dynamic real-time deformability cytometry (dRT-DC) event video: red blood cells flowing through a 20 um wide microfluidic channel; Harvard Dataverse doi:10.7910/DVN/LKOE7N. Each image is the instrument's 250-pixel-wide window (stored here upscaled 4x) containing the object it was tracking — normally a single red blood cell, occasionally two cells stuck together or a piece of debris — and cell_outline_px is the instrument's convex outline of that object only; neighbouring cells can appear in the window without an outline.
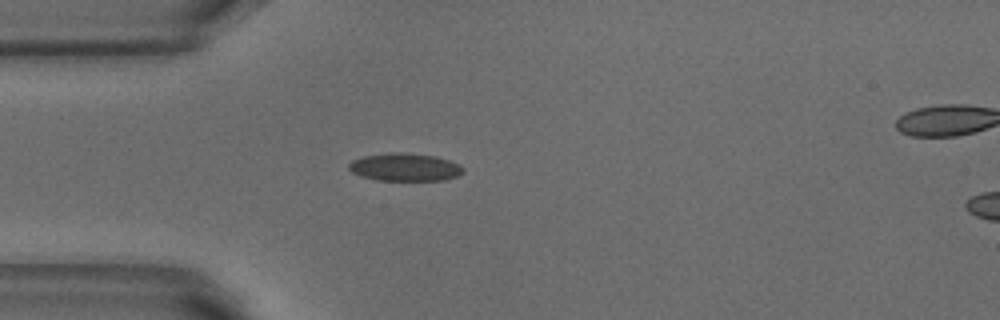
{"species": "common noctule bat (a hibernating species)", "species_latin": "Nyctalus noctula", "temperature_condition": "warm", "stored_images_in_passage": 5, "camera_frame_rate_fps": 3000, "um_per_image_px": 0.085, "animal": {"sex": "male", "body_mass_g": 18.8}, "frame": {"image": 1, "passage_image": 4, "time_ms": 1.0, "image_size_px": [1000, 320], "cell_outline_px": [[464, 172], [456, 176], [444, 180], [376, 180], [360, 176], [352, 172], [348, 168], [348, 164], [352, 160], [364, 156], [388, 152], [404, 152], [436, 156], [460, 164], [464, 168]], "centroid_in_image_um": [34.4, 14.2], "position_along_channel_um": 50.6, "area_um2": 18.67}}